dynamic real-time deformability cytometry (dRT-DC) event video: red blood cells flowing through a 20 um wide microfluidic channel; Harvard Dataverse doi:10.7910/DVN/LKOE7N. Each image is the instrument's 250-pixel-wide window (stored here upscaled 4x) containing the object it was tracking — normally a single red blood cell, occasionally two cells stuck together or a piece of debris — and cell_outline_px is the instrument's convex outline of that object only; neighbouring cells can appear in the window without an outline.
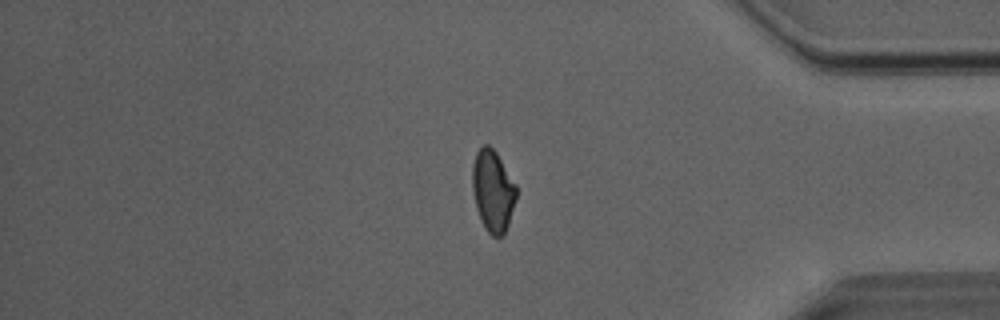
{"species": "Egyptian fruit bat (a non-hibernating species)", "species_latin": "Rousettus aegyptiacus", "temperature_condition": "room temperature", "stored_images_in_passage": 45, "camera_frame_rate_fps": 3000, "um_per_image_px": 0.085, "animal": {"sex": "male"}, "frame": {"image": 1, "passage_image": 37, "time_ms": 12.0, "image_size_px": [1000, 320], "cell_outline_px": [[516, 196], [508, 224], [504, 236], [492, 236], [484, 228], [480, 220], [476, 208], [472, 188], [472, 164], [476, 152], [484, 144], [488, 144], [496, 152], [516, 184]], "centroid_in_image_um": [41.87, 16.22], "position_along_channel_um": 393.3, "area_um2": 20.92}}
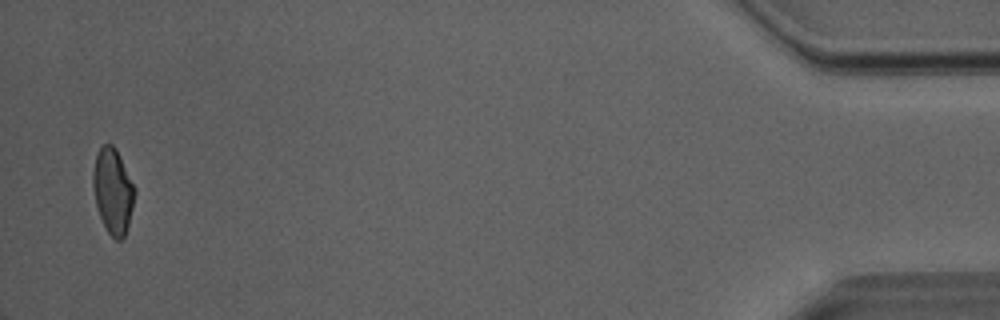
{"frame": {"image": 2, "passage_image": 44, "time_ms": 14.333, "image_size_px": [1000, 320], "cell_outline_px": [[136, 192], [128, 224], [124, 236], [120, 240], [116, 240], [108, 232], [100, 216], [96, 204], [92, 184], [92, 172], [96, 152], [104, 144], [112, 144], [116, 148]], "centroid_in_image_um": [9.57, 16.21], "position_along_channel_um": 425.6, "area_um2": 20.4}, "authors_computed_cell_mechanics": {"area_um2": 21.3282, "velocity_mm_per_s": 4.0741, "shape_relaxation_time_tau1_ms": 5.3345, "shape_relaxation_time_tau2_ms": 2.1346, "deformation_change_tau1": 0.162, "deformation_change_tau2": 0.0823}}